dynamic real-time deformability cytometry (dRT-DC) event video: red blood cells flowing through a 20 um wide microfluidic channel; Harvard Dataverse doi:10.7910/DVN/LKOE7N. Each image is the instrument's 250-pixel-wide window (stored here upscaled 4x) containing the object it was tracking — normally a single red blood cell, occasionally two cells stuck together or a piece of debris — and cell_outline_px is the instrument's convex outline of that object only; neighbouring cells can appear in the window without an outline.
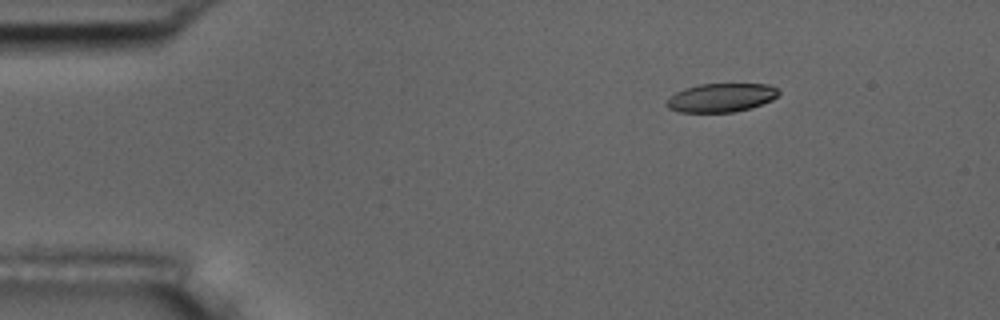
{"species": "common noctule bat (a hibernating species)", "species_latin": "Nyctalus noctula", "temperature_condition": "room temperature", "stored_images_in_passage": 3, "camera_frame_rate_fps": 3000, "um_per_image_px": 0.085, "animal": {"sex": "male", "body_mass_g": 17.5, "forearm_length_mm": 52.3}, "frame": {"image": 1, "passage_image": 1, "time_ms": 0.0, "image_size_px": [1000, 320], "cell_outline_px": [[780, 92], [772, 100], [752, 108], [736, 112], [680, 112], [668, 108], [664, 104], [676, 92], [684, 88], [700, 84], [768, 84], [776, 88]], "centroid_in_image_um": [61.3, 8.3], "position_along_channel_um": 23.7, "area_um2": 18.73}}
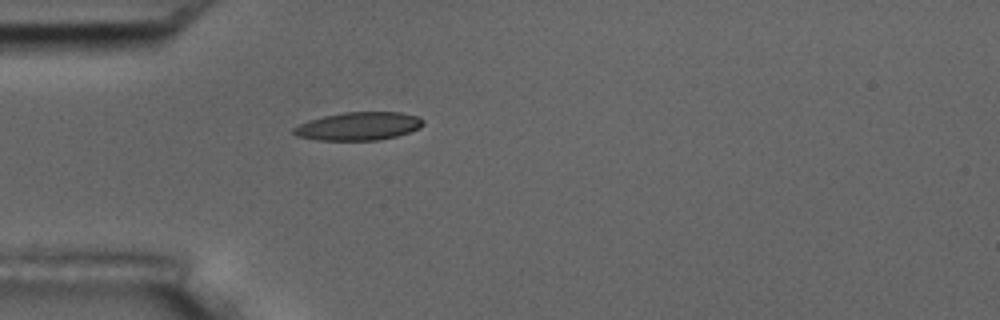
{"frame": {"image": 2, "passage_image": 3, "time_ms": 2.667, "image_size_px": [1000, 320], "cell_outline_px": [[424, 124], [420, 128], [396, 136], [380, 140], [316, 140], [296, 136], [292, 132], [292, 128], [308, 120], [324, 116], [344, 112], [400, 112], [416, 116], [424, 120]], "centroid_in_image_um": [30.46, 10.73], "position_along_channel_um": 54.5, "area_um2": 21.27}}